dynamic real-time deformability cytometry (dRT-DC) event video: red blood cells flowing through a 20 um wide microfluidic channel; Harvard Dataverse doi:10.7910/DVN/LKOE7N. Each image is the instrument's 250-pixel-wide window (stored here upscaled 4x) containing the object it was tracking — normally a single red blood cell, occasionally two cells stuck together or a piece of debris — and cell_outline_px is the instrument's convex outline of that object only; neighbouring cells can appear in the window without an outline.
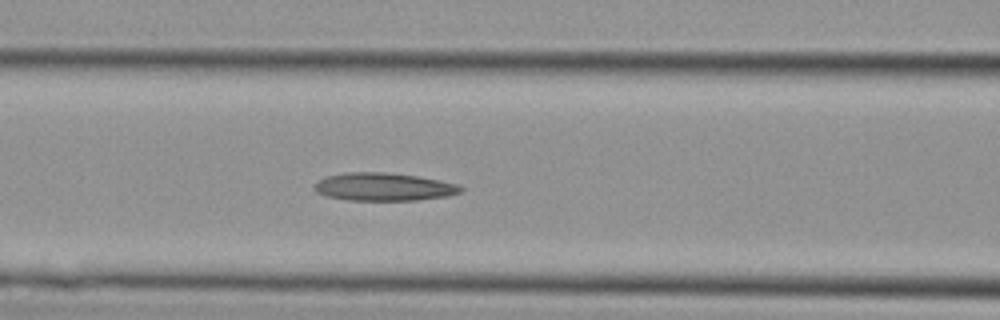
{"species": "Egyptian fruit bat (a non-hibernating species)", "species_latin": "Rousettus aegyptiacus", "temperature_condition": "cold", "stored_images_in_passage": 31, "camera_frame_rate_fps": 3000, "um_per_image_px": 0.085, "animal": {"sex": "female"}, "frame": {"image": 1, "passage_image": 10, "time_ms": 3.0, "image_size_px": [1000, 320], "cell_outline_px": [[464, 188], [460, 192], [448, 196], [416, 200], [348, 200], [328, 196], [316, 192], [312, 188], [312, 184], [316, 180], [328, 176], [344, 172], [388, 172], [416, 176], [460, 184]], "centroid_in_image_um": [32.58, 15.87], "position_along_channel_um": 134.0, "area_um2": 23.99}}
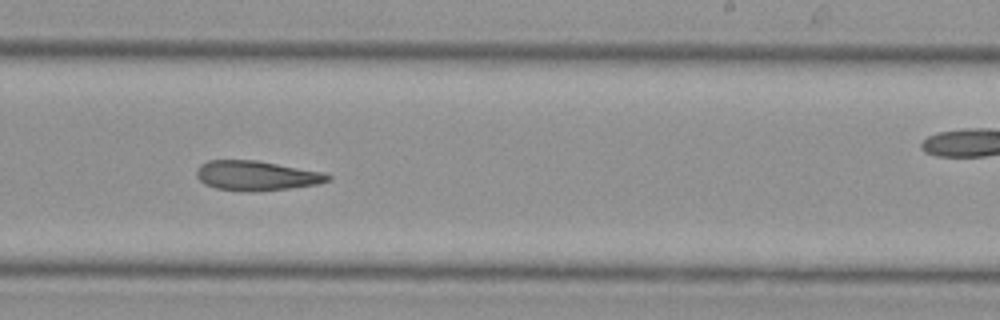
{"frame": {"image": 2, "passage_image": 17, "time_ms": 5.333, "image_size_px": [1000, 320], "cell_outline_px": [[332, 180], [316, 184], [288, 188], [216, 188], [204, 184], [196, 176], [196, 168], [200, 164], [208, 160], [256, 160], [324, 172], [332, 176]], "centroid_in_image_um": [21.8, 14.86], "position_along_channel_um": 267.2, "area_um2": 21.73}}
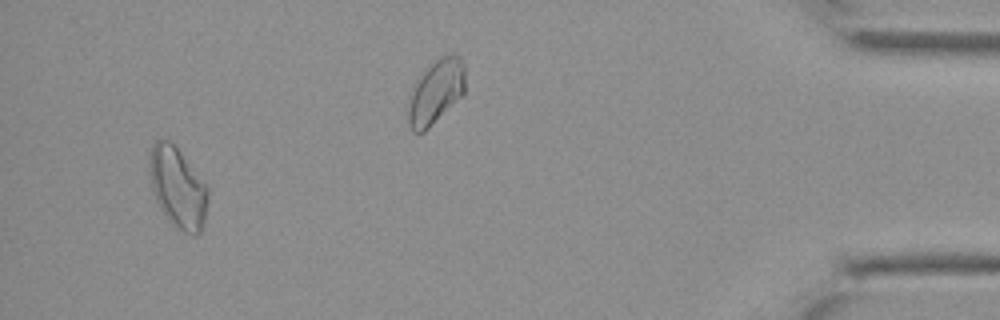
{"frame": {"image": 3, "passage_image": 29, "time_ms": 9.333, "image_size_px": [1000, 320], "cell_outline_px": [[208, 200], [204, 220], [200, 232], [196, 236], [192, 236], [176, 228], [168, 220], [160, 208], [156, 200], [152, 188], [148, 168], [148, 156], [152, 144], [156, 140], [168, 140], [180, 152], [208, 188]], "centroid_in_image_um": [15.08, 15.97], "position_along_channel_um": 420.1, "area_um2": 27.34}}